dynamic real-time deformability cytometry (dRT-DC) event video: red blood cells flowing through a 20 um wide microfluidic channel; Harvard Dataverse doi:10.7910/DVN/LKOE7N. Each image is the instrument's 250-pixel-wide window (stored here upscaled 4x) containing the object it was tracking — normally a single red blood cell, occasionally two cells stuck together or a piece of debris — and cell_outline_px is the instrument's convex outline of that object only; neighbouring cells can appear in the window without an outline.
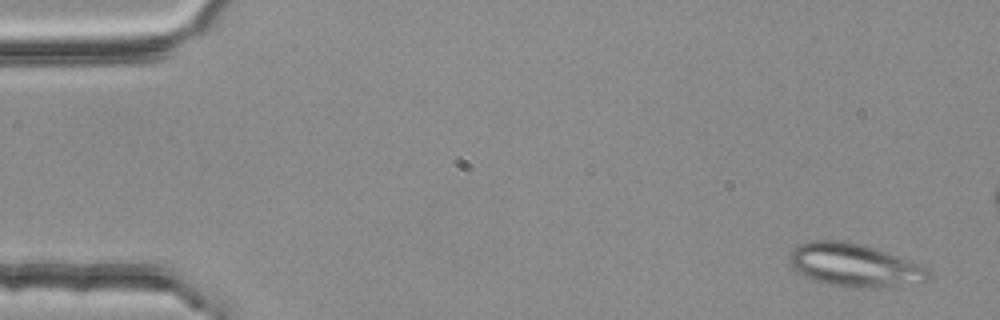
{"species": "common noctule bat (a hibernating species)", "species_latin": "Nyctalus noctula", "temperature_condition": "room temperature", "stored_images_in_passage": 4, "camera_frame_rate_fps": 3000, "um_per_image_px": 0.085, "animal": {"sex": "female", "body_mass_g": 25.1}, "frame": {"image": 1, "passage_image": 1, "time_ms": 0.0, "image_size_px": [1000, 320], "cell_outline_px": [[928, 276], [924, 284], [828, 284], [812, 280], [796, 272], [792, 268], [788, 260], [792, 252], [800, 244], [812, 240], [848, 240], [876, 248], [924, 264], [928, 268]], "centroid_in_image_um": [72.62, 22.47], "position_along_channel_um": 12.4, "area_um2": 34.04}}